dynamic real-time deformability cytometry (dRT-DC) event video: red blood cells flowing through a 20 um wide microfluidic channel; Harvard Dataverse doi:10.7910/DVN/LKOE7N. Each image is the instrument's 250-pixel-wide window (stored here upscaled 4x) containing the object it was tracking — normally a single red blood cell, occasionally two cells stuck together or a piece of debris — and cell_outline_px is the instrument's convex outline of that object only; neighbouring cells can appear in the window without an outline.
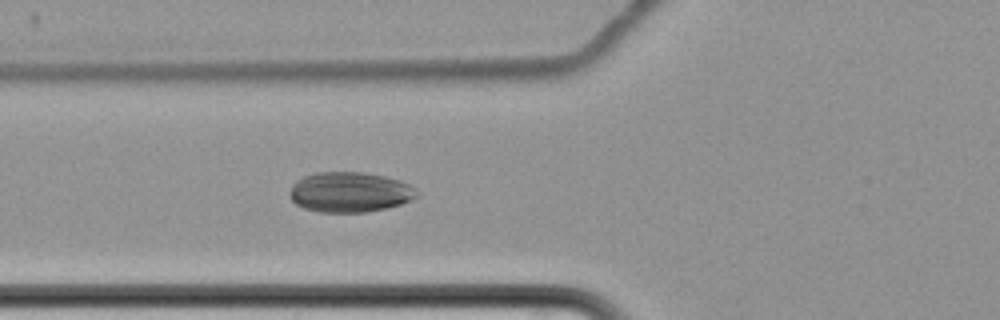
{"species": "common noctule bat (a hibernating species)", "species_latin": "Nyctalus noctula", "temperature_condition": "cold", "stored_images_in_passage": 7, "camera_frame_rate_fps": 3000, "um_per_image_px": 0.085, "animal": {"sex": "female", "body_mass_g": 22.7, "forearm_length_mm": 54.2}, "frame": {"image": 1, "passage_image": 7, "time_ms": 8.333, "image_size_px": [1000, 320], "cell_outline_px": [[420, 196], [400, 204], [388, 208], [368, 212], [320, 212], [304, 208], [296, 204], [288, 196], [292, 184], [296, 180], [304, 176], [316, 172], [364, 172], [384, 176], [400, 180], [416, 188], [420, 192]], "centroid_in_image_um": [29.75, 16.33], "position_along_channel_um": 96.1, "area_um2": 30.11}}